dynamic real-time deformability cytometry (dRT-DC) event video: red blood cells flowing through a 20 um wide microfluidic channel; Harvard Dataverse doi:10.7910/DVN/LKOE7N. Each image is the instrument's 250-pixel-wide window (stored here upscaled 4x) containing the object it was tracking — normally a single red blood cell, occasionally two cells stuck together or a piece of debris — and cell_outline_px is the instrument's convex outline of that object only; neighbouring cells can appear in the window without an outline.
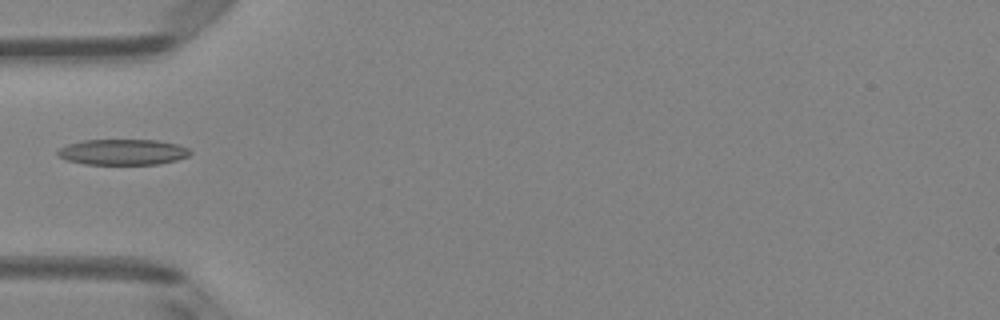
{"species": "Egyptian fruit bat (a non-hibernating species)", "species_latin": "Rousettus aegyptiacus", "temperature_condition": "room temperature", "stored_images_in_passage": 34, "camera_frame_rate_fps": 3000, "um_per_image_px": 0.085, "animal": {"sex": "female"}, "frame": {"image": 1, "passage_image": 1, "time_ms": 0.0, "image_size_px": [1000, 320], "cell_outline_px": [[192, 152], [188, 156], [176, 160], [160, 164], [84, 164], [64, 160], [56, 152], [60, 148], [68, 144], [84, 140], [156, 140], [176, 144], [188, 148]], "centroid_in_image_um": [10.43, 12.93], "position_along_channel_um": 74.6, "area_um2": 19.83}}
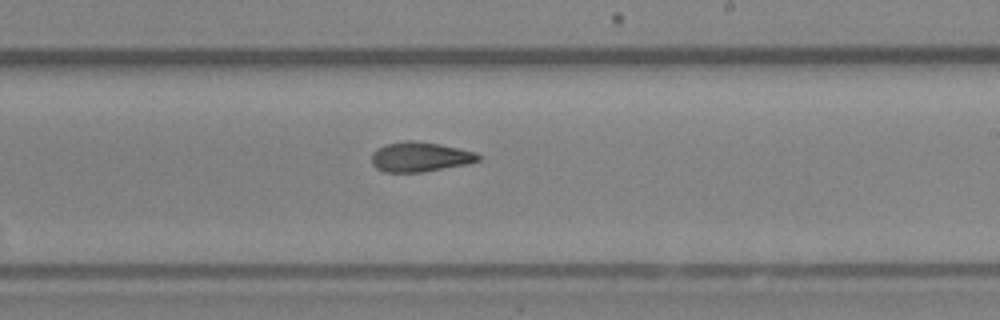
{"frame": {"image": 2, "passage_image": 14, "time_ms": 4.333, "image_size_px": [1000, 320], "cell_outline_px": [[480, 160], [468, 164], [424, 172], [384, 172], [376, 168], [372, 164], [372, 152], [384, 144], [404, 140], [412, 140], [440, 144], [460, 148], [476, 152], [480, 156]], "centroid_in_image_um": [35.7, 13.33], "position_along_channel_um": 253.3, "area_um2": 18.73}}
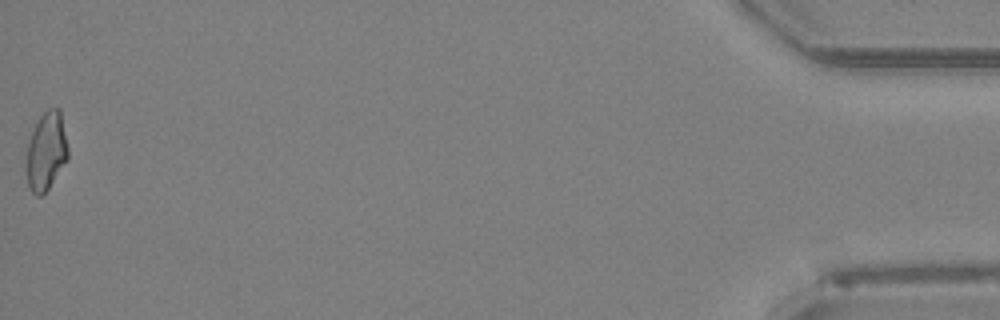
{"frame": {"image": 3, "passage_image": 34, "time_ms": 11.0, "image_size_px": [1000, 320], "cell_outline_px": [[68, 160], [48, 188], [40, 196], [36, 196], [32, 192], [28, 184], [24, 168], [28, 140], [40, 116], [48, 108], [60, 108], [68, 148]], "centroid_in_image_um": [3.91, 12.87], "position_along_channel_um": 431.3, "area_um2": 19.25}}